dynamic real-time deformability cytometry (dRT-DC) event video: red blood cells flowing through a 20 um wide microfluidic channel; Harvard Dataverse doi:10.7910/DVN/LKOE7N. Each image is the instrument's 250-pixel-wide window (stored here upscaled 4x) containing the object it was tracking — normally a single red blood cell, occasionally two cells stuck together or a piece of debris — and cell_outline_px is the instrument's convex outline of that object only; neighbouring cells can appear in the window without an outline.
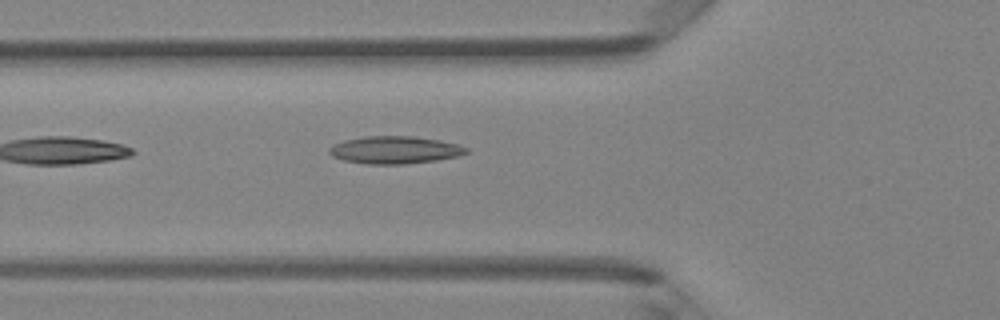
{"species": "Egyptian fruit bat (a non-hibernating species)", "species_latin": "Rousettus aegyptiacus", "temperature_condition": "room temperature", "stored_images_in_passage": 5, "camera_frame_rate_fps": 3000, "um_per_image_px": 0.085, "animal": {"sex": "female"}, "frame": {"image": 1, "passage_image": 5, "time_ms": 1.333, "image_size_px": [1000, 320], "cell_outline_px": [[468, 152], [456, 156], [436, 160], [404, 164], [364, 164], [344, 160], [332, 156], [328, 152], [328, 148], [344, 140], [364, 136], [412, 136], [440, 140], [456, 144], [468, 148]], "centroid_in_image_um": [33.53, 12.74], "position_along_channel_um": 92.3, "area_um2": 21.85}}